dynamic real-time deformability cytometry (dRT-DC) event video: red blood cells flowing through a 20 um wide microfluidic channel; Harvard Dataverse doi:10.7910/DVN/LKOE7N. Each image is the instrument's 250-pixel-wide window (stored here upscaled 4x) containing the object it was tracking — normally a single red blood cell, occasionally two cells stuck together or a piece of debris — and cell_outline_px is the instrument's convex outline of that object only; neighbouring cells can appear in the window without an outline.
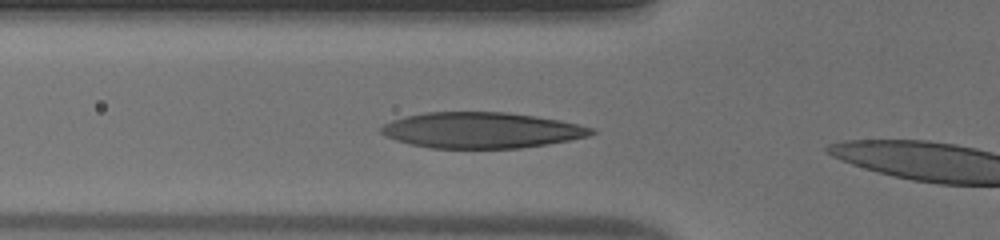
{"species": "human", "species_latin": "Homo sapiens", "temperature_condition": "warm", "stored_images_in_passage": 22, "camera_frame_rate_fps": 3000, "um_per_image_px": 0.085, "donor": {"sex": "male"}, "frame": {"image": 1, "passage_image": 4, "time_ms": 1.0, "image_size_px": [1000, 240], "cell_outline_px": [[596, 132], [588, 136], [548, 144], [520, 148], [428, 148], [396, 140], [384, 136], [380, 132], [380, 128], [384, 124], [392, 120], [424, 112], [504, 112], [536, 116], [560, 120], [596, 128]], "centroid_in_image_um": [40.93, 11.07], "position_along_channel_um": 84.9, "area_um2": 43.93}}
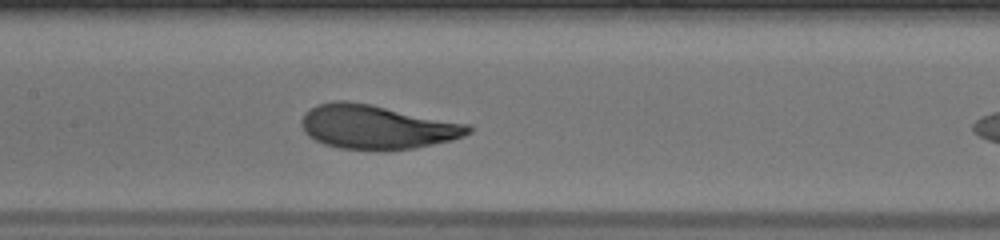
{"frame": {"image": 2, "passage_image": 11, "time_ms": 3.333, "image_size_px": [1000, 240], "cell_outline_px": [[472, 132], [464, 136], [452, 140], [416, 148], [384, 152], [340, 148], [324, 144], [308, 136], [304, 132], [300, 120], [304, 112], [308, 108], [316, 104], [336, 100], [348, 100], [372, 104], [472, 124]], "centroid_in_image_um": [32.04, 10.79], "position_along_channel_um": 175.4, "area_um2": 43.99}}
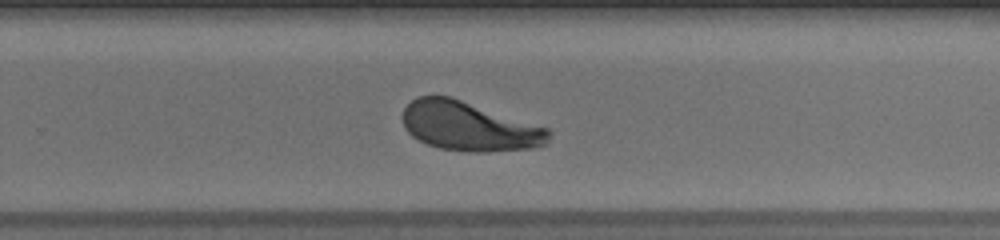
{"frame": {"image": 3, "passage_image": 20, "time_ms": 6.333, "image_size_px": [1000, 240], "cell_outline_px": [[552, 132], [548, 140], [544, 144], [532, 148], [480, 152], [468, 152], [440, 148], [428, 144], [412, 136], [404, 128], [400, 116], [404, 108], [416, 96], [452, 96], [548, 128]], "centroid_in_image_um": [39.84, 10.72], "position_along_channel_um": 290.0, "area_um2": 42.08}}